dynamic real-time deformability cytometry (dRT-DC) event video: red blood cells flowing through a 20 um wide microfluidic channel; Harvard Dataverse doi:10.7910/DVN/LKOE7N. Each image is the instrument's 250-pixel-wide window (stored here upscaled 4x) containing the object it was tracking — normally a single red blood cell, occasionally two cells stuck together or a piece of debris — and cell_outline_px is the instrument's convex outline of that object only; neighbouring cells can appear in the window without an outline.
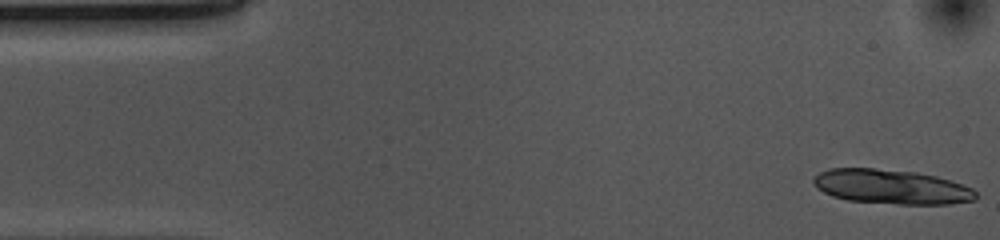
{"species": "common noctule bat (a hibernating species)", "species_latin": "Nyctalus noctula", "temperature_condition": "cold", "stored_images_in_passage": 37, "camera_frame_rate_fps": 3000, "um_per_image_px": 0.085, "animal": {"sex": "female", "body_mass_g": 10.0, "forearm_length_mm": 53.1}, "frame": {"image": 1, "passage_image": 1, "time_ms": 0.0, "image_size_px": [1000, 240], "cell_outline_px": [[976, 200], [948, 204], [900, 204], [848, 200], [832, 196], [816, 188], [812, 180], [820, 172], [828, 168], [876, 168], [916, 172], [936, 176], [972, 188], [976, 192]], "centroid_in_image_um": [75.75, 15.87], "position_along_channel_um": 9.3, "area_um2": 32.54}}
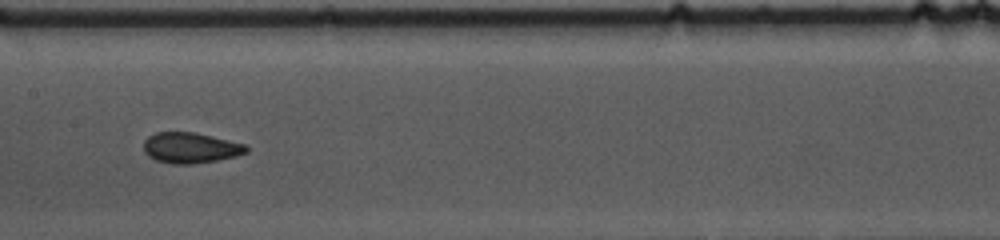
{"frame": {"image": 2, "passage_image": 25, "time_ms": 8.0, "image_size_px": [1000, 240], "cell_outline_px": [[248, 152], [236, 156], [216, 160], [188, 164], [172, 164], [156, 160], [148, 156], [144, 152], [144, 140], [148, 136], [156, 132], [192, 132], [212, 136], [248, 144]], "centroid_in_image_um": [16.2, 12.56], "position_along_channel_um": 191.2, "area_um2": 18.38}}
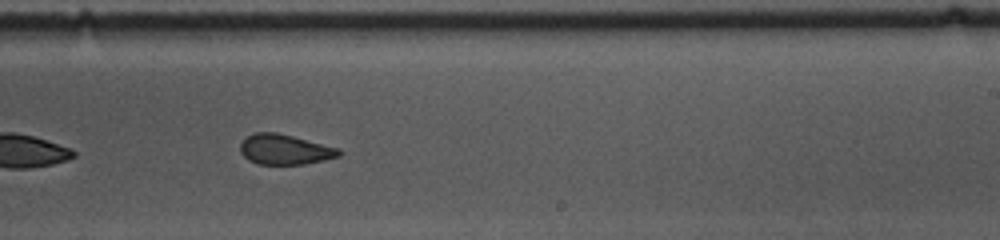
{"frame": {"image": 3, "passage_image": 31, "time_ms": 10.0, "image_size_px": [1000, 240], "cell_outline_px": [[340, 156], [324, 160], [304, 164], [256, 164], [248, 160], [240, 152], [240, 144], [248, 136], [256, 132], [276, 132], [340, 148]], "centroid_in_image_um": [24.2, 12.71], "position_along_channel_um": 264.8, "area_um2": 17.28}}